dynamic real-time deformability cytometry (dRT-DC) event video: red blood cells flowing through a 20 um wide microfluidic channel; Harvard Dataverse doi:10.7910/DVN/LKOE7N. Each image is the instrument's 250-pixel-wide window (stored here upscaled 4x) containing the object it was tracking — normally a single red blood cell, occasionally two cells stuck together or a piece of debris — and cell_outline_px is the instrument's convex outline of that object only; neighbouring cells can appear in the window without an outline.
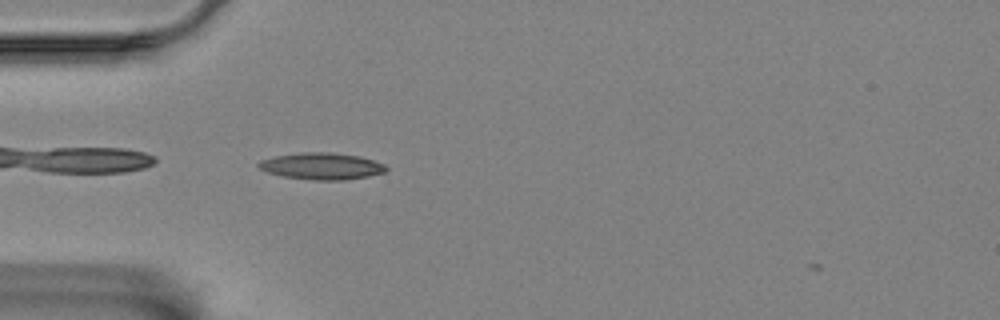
{"species": "Egyptian fruit bat (a non-hibernating species)", "species_latin": "Rousettus aegyptiacus", "temperature_condition": "room temperature", "stored_images_in_passage": 40, "camera_frame_rate_fps": 3000, "um_per_image_px": 0.085, "animal": {"sex": "female"}, "frame": {"image": 1, "passage_image": 1, "time_ms": 0.0, "image_size_px": [1000, 320], "cell_outline_px": [[388, 168], [384, 172], [368, 176], [344, 180], [312, 180], [284, 176], [268, 172], [260, 168], [256, 164], [260, 160], [276, 156], [300, 152], [332, 152], [360, 156], [384, 164]], "centroid_in_image_um": [27.34, 14.11], "position_along_channel_um": 57.7, "area_um2": 19.77}}
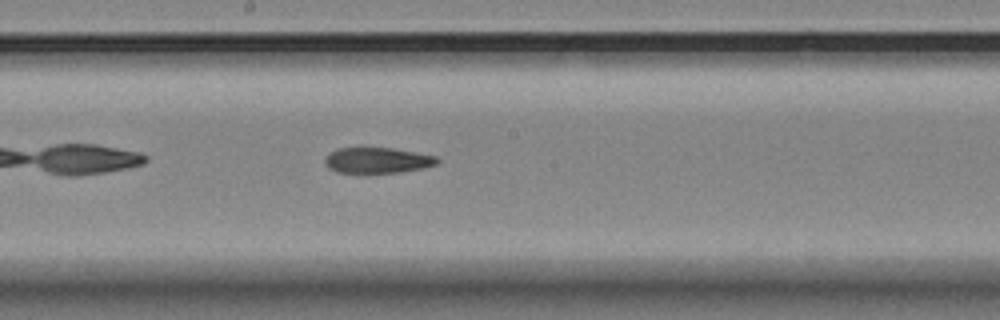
{"frame": {"image": 2, "passage_image": 15, "time_ms": 4.667, "image_size_px": [1000, 320], "cell_outline_px": [[440, 160], [436, 164], [424, 168], [400, 172], [336, 172], [328, 168], [324, 160], [328, 152], [336, 148], [392, 148], [436, 156]], "centroid_in_image_um": [32.05, 13.62], "position_along_channel_um": 216.1, "area_um2": 16.7}}
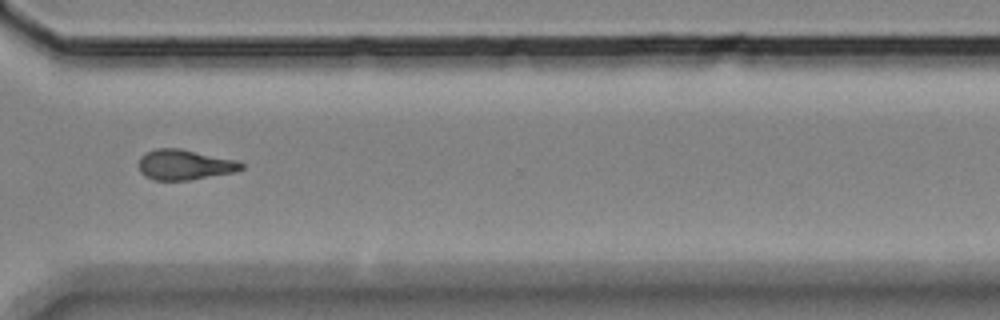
{"frame": {"image": 3, "passage_image": 27, "time_ms": 8.667, "image_size_px": [1000, 320], "cell_outline_px": [[244, 168], [236, 172], [188, 180], [156, 180], [144, 176], [140, 172], [140, 156], [144, 152], [156, 148], [180, 148], [240, 160], [244, 164]], "centroid_in_image_um": [15.73, 13.99], "position_along_channel_um": 354.9, "area_um2": 18.38}}